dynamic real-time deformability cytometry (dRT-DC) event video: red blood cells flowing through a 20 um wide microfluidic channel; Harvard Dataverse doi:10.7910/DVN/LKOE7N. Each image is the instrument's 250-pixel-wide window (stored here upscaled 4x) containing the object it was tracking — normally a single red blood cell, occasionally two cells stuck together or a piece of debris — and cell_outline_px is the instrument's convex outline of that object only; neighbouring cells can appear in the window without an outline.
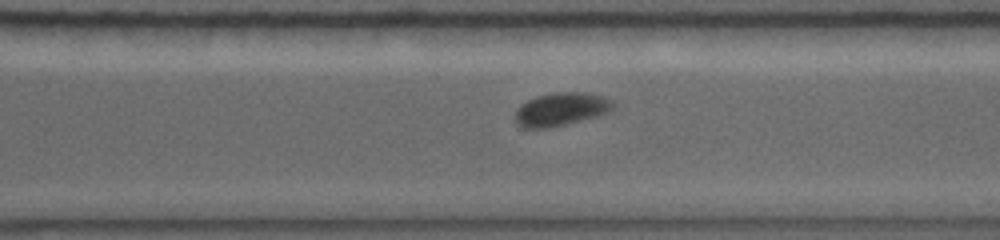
{"species": "common noctule bat (a hibernating species)", "species_latin": "Nyctalus noctula", "temperature_condition": "warm", "stored_images_in_passage": 20, "camera_frame_rate_fps": 5000, "um_per_image_px": 0.085, "animal": {"sex": "female", "body_mass_g": 19.0, "forearm_length_mm": 56.7}, "frame": {"image": 1, "passage_image": 15, "time_ms": 6.6, "image_size_px": [1000, 240], "cell_outline_px": [[616, 108], [612, 112], [600, 116], [548, 128], [524, 128], [516, 124], [512, 116], [516, 108], [520, 104], [536, 96], [556, 92], [584, 92], [600, 96], [612, 100], [616, 104]], "centroid_in_image_um": [47.69, 9.29], "position_along_channel_um": 322.9, "area_um2": 19.48}}
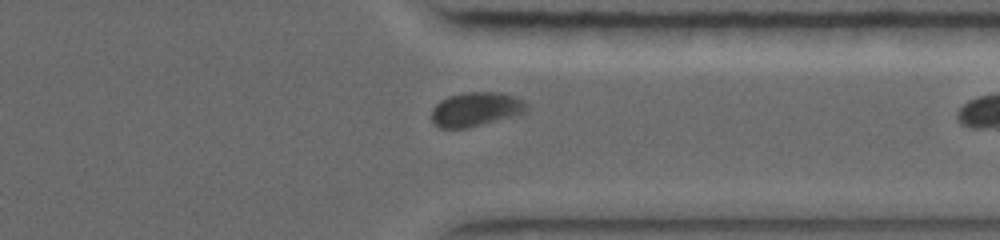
{"frame": {"image": 2, "passage_image": 17, "time_ms": 7.6, "image_size_px": [1000, 240], "cell_outline_px": [[528, 108], [524, 112], [512, 116], [468, 128], [440, 128], [432, 124], [432, 108], [440, 100], [448, 96], [468, 92], [500, 92], [524, 100], [528, 104]], "centroid_in_image_um": [40.41, 9.29], "position_along_channel_um": 371.0, "area_um2": 18.9}}